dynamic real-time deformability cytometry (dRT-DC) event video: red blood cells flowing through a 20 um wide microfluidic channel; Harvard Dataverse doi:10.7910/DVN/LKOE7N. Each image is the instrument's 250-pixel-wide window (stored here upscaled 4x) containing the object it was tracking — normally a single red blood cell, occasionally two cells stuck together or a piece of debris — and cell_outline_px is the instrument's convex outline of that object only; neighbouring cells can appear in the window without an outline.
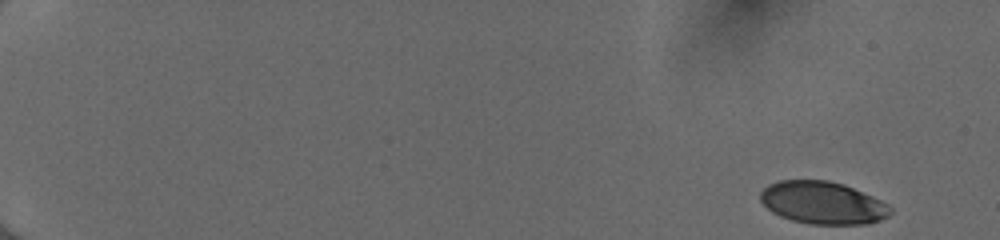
{"species": "human", "species_latin": "Homo sapiens", "temperature_condition": "cold", "stored_images_in_passage": 51, "camera_frame_rate_fps": 3000, "um_per_image_px": 0.085, "donor": {"sex": "female"}, "frame": {"image": 1, "passage_image": 1, "time_ms": 0.0, "image_size_px": [1000, 240], "cell_outline_px": [[892, 212], [888, 216], [880, 220], [868, 224], [808, 224], [792, 220], [780, 216], [772, 212], [760, 200], [760, 192], [768, 184], [780, 180], [828, 180], [844, 184], [872, 196], [888, 204], [892, 208]], "centroid_in_image_um": [69.93, 17.23], "position_along_channel_um": 15.1, "area_um2": 32.31}}
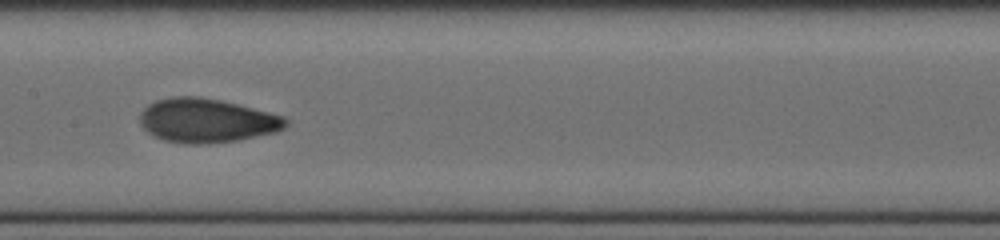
{"frame": {"image": 2, "passage_image": 28, "time_ms": 9.0, "image_size_px": [1000, 240], "cell_outline_px": [[288, 124], [284, 128], [276, 132], [236, 140], [208, 144], [184, 144], [164, 140], [152, 136], [140, 124], [140, 112], [148, 104], [156, 100], [172, 96], [196, 96], [220, 100], [284, 116], [288, 120]], "centroid_in_image_um": [17.54, 10.25], "position_along_channel_um": 189.9, "area_um2": 37.45}}
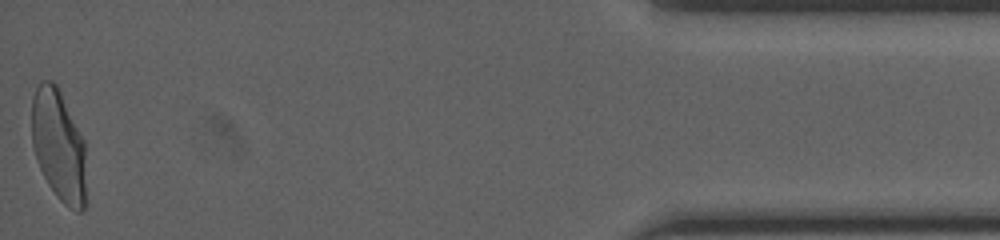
{"frame": {"image": 3, "passage_image": 51, "time_ms": 16.667, "image_size_px": [1000, 240], "cell_outline_px": [[84, 208], [80, 212], [76, 212], [68, 208], [56, 196], [48, 184], [36, 160], [32, 144], [32, 96], [40, 80], [52, 80], [56, 84], [84, 140]], "centroid_in_image_um": [4.95, 12.35], "position_along_channel_um": 430.2, "area_um2": 35.08}, "authors_computed_cell_mechanics": {"area_um2": 35.4314, "velocity_mm_per_s": 4.0317, "shape_relaxation_time_tau1_ms": 6.9746, "shape_relaxation_time_tau2_ms": 0.8265, "deformation_change_tau1": 0.2176, "deformation_change_tau2": 0.0541}}